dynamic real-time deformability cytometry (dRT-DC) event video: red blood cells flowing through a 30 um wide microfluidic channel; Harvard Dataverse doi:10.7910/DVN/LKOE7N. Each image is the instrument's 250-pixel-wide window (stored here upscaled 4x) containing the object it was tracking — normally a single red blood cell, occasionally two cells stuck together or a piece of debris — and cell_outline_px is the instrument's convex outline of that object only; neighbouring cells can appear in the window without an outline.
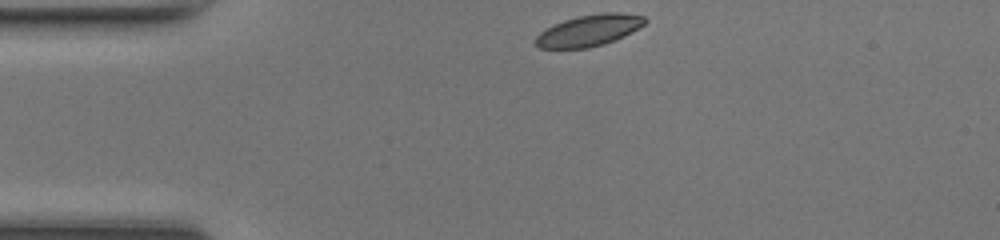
{"species": "common noctule bat (a hibernating species)", "species_latin": "Nyctalus noctula", "temperature_condition": "room temperature", "stored_images_in_passage": 32, "camera_frame_rate_fps": 3000, "um_per_image_px": 0.085, "animal": {"sex": "female", "body_mass_g": 17.0, "forearm_length_mm": 48.0}, "frame": {"image": 1, "passage_image": 1, "time_ms": 0.0, "image_size_px": [1000, 240], "cell_outline_px": [[648, 20], [644, 24], [624, 36], [604, 44], [588, 48], [540, 48], [536, 44], [536, 36], [540, 32], [552, 24], [576, 16], [600, 12], [620, 12], [644, 16]], "centroid_in_image_um": [50.07, 2.57], "position_along_channel_um": 34.9, "area_um2": 20.06}}
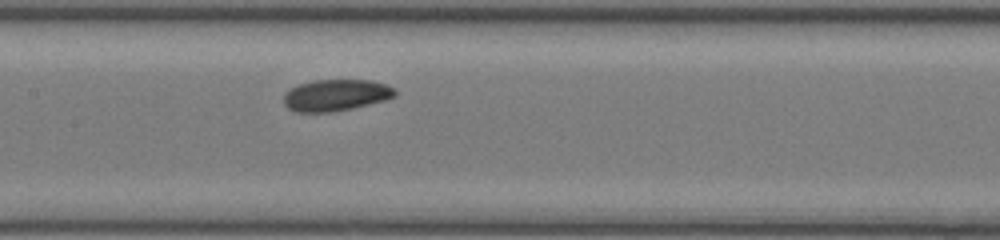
{"frame": {"image": 2, "passage_image": 14, "time_ms": 4.333, "image_size_px": [1000, 240], "cell_outline_px": [[396, 96], [384, 100], [352, 108], [332, 112], [296, 112], [288, 108], [284, 104], [284, 92], [300, 84], [316, 80], [368, 80], [388, 84], [396, 88]], "centroid_in_image_um": [28.56, 8.09], "position_along_channel_um": 178.8, "area_um2": 20.46}}
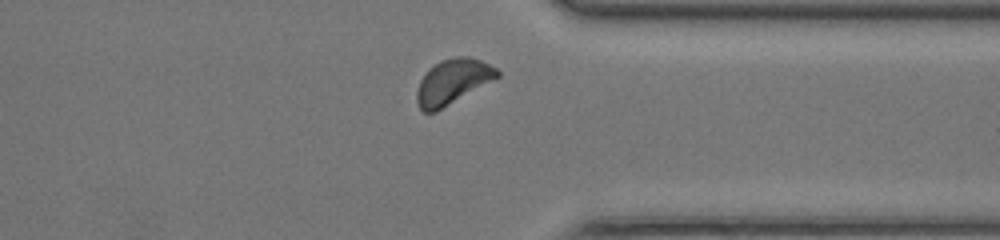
{"frame": {"image": 3, "passage_image": 28, "time_ms": 9.0, "image_size_px": [1000, 240], "cell_outline_px": [[500, 76], [436, 112], [424, 112], [420, 108], [416, 100], [416, 92], [420, 80], [428, 68], [440, 60], [456, 56], [468, 56], [480, 60], [496, 68], [500, 72]], "centroid_in_image_um": [38.45, 6.93], "position_along_channel_um": 372.9, "area_um2": 21.04}, "authors_computed_cell_mechanics": {"area_um2": 20.4323, "velocity_mm_per_s": 4.2432, "shape_relaxation_time_tau1_ms": 1.6583, "shape_relaxation_time_tau2_ms": null, "deformation_change_tau1": 0.0506, "deformation_change_tau2": null}}